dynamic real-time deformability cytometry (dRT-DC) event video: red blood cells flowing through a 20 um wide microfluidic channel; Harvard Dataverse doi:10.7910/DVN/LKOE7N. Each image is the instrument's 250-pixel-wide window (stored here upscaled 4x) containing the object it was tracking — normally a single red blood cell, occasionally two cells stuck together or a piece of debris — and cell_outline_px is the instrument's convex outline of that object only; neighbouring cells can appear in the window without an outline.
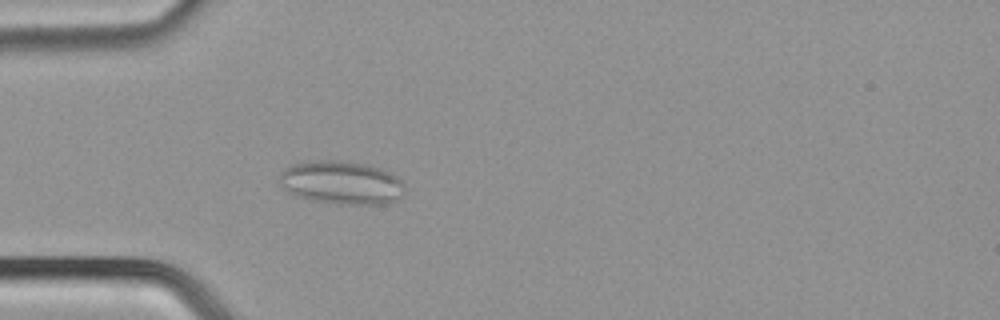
{"species": "common noctule bat (a hibernating species)", "species_latin": "Nyctalus noctula", "temperature_condition": "cold", "stored_images_in_passage": 52, "camera_frame_rate_fps": 3000, "um_per_image_px": 0.085, "animal": {"sex": "male", "body_mass_g": 21.5, "forearm_length_mm": 52.0}, "frame": {"image": 1, "passage_image": 16, "time_ms": 5.0, "image_size_px": [1000, 320], "cell_outline_px": [[404, 196], [400, 200], [388, 204], [336, 204], [312, 200], [296, 196], [288, 192], [276, 184], [280, 172], [284, 168], [292, 164], [304, 160], [344, 160], [368, 164], [392, 172], [404, 184]], "centroid_in_image_um": [29.0, 15.51], "position_along_channel_um": 56.0, "area_um2": 32.71}}
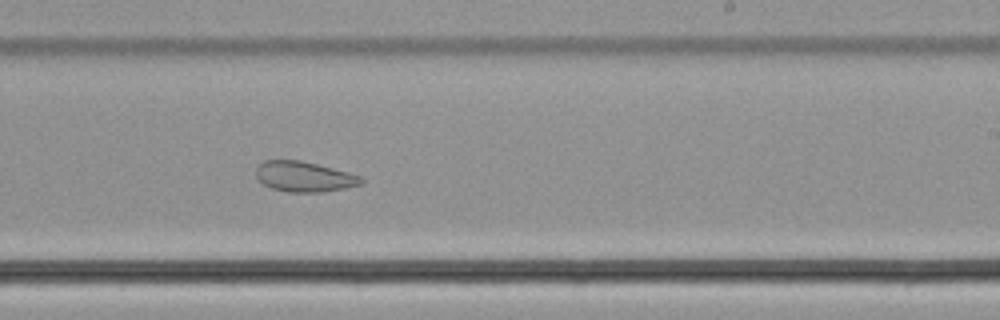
{"frame": {"image": 2, "passage_image": 32, "time_ms": 10.333, "image_size_px": [1000, 320], "cell_outline_px": [[364, 180], [360, 184], [344, 188], [320, 192], [288, 192], [272, 188], [264, 184], [256, 176], [256, 168], [264, 160], [300, 160], [348, 172], [360, 176]], "centroid_in_image_um": [25.83, 15.01], "position_along_channel_um": 263.2, "area_um2": 18.32}}
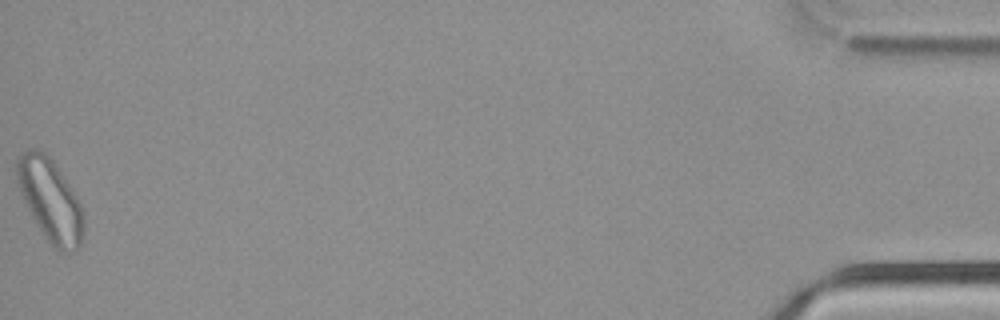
{"frame": {"image": 3, "passage_image": 52, "time_ms": 17.0, "image_size_px": [1000, 320], "cell_outline_px": [[84, 228], [80, 244], [76, 248], [64, 252], [60, 252], [52, 248], [36, 224], [20, 192], [16, 180], [16, 160], [28, 148], [36, 148], [44, 152], [52, 160], [76, 196], [80, 204], [84, 216]], "centroid_in_image_um": [4.25, 17.02], "position_along_channel_um": 430.9, "area_um2": 31.73}}